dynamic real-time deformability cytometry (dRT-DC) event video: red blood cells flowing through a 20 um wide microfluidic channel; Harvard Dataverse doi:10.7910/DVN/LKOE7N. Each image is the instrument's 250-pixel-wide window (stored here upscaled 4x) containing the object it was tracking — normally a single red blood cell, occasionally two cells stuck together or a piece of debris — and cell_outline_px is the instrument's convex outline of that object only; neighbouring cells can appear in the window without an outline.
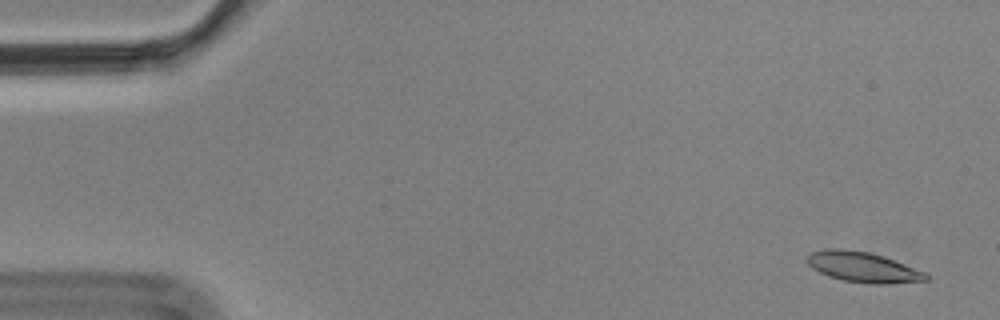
{"species": "Egyptian fruit bat (a non-hibernating species)", "species_latin": "Rousettus aegyptiacus", "temperature_condition": "cold", "stored_images_in_passage": 5, "camera_frame_rate_fps": 3000, "um_per_image_px": 0.085, "animal": {"sex": "male"}, "frame": {"image": 1, "passage_image": 1, "time_ms": 0.0, "image_size_px": [1000, 320], "cell_outline_px": [[928, 280], [888, 284], [872, 284], [844, 280], [828, 276], [812, 268], [804, 260], [812, 252], [828, 248], [844, 248], [868, 252], [884, 256], [924, 272], [928, 276]], "centroid_in_image_um": [73.32, 22.7], "position_along_channel_um": 11.7, "area_um2": 20.92}}